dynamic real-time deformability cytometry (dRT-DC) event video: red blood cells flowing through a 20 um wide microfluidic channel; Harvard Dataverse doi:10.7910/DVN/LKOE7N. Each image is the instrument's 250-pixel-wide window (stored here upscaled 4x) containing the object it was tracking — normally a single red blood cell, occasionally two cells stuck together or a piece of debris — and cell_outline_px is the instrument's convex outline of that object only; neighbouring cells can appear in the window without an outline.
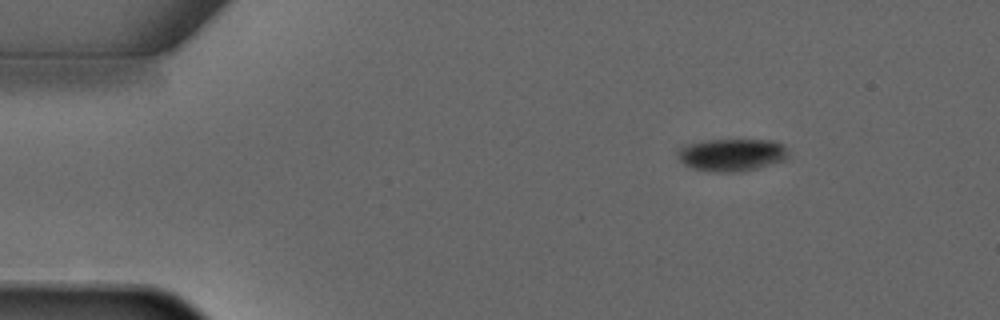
{"species": "common noctule bat (a hibernating species)", "species_latin": "Nyctalus noctula", "temperature_condition": "warm", "stored_images_in_passage": 2, "camera_frame_rate_fps": 3000, "um_per_image_px": 0.085, "animal": {"sex": "male", "forearm_length_mm": 52.5}, "frame": {"image": 1, "passage_image": 1, "time_ms": 0.0, "image_size_px": [1000, 320], "cell_outline_px": [[788, 160], [744, 172], [712, 172], [692, 168], [684, 164], [676, 156], [676, 148], [684, 144], [704, 140], [776, 140], [784, 144], [788, 152]], "centroid_in_image_um": [62.2, 13.16], "position_along_channel_um": 22.8, "area_um2": 21.68}}
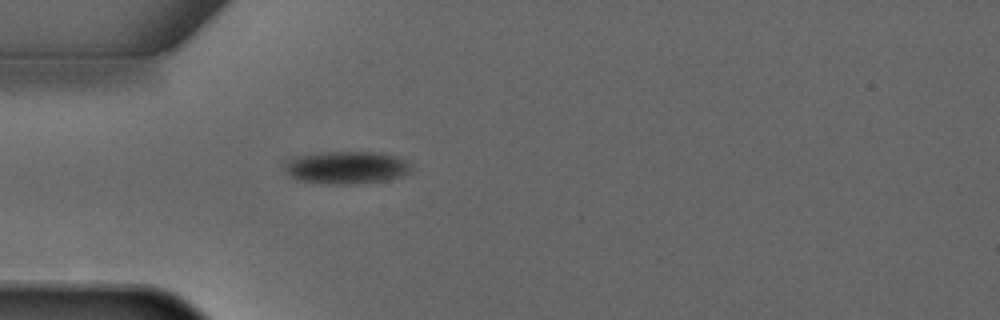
{"frame": {"image": 2, "passage_image": 2, "time_ms": 2.333, "image_size_px": [1000, 320], "cell_outline_px": [[416, 168], [412, 172], [388, 180], [344, 184], [328, 184], [296, 180], [288, 176], [284, 168], [284, 160], [288, 156], [320, 152], [384, 152], [396, 156], [412, 164]], "centroid_in_image_um": [29.41, 14.22], "position_along_channel_um": 55.6, "area_um2": 24.8}}